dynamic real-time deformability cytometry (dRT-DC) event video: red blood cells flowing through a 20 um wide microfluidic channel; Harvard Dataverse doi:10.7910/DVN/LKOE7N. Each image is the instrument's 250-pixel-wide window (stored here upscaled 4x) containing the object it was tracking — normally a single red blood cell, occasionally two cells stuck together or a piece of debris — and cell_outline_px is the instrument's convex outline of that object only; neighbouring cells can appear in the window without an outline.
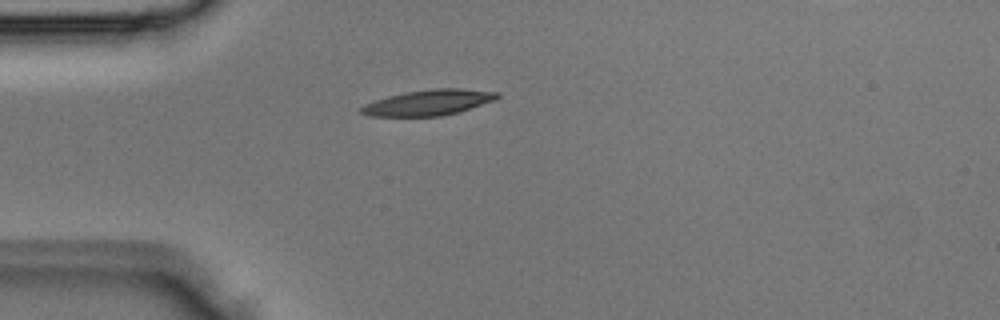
{"species": "Egyptian fruit bat (a non-hibernating species)", "species_latin": "Rousettus aegyptiacus", "temperature_condition": "room temperature", "stored_images_in_passage": 1, "camera_frame_rate_fps": 3000, "um_per_image_px": 0.085, "animal": {"sex": "male"}, "frame": {"image": 1, "passage_image": 1, "time_ms": 0.0, "image_size_px": [1000, 320], "cell_outline_px": [[500, 96], [496, 100], [456, 112], [440, 116], [368, 116], [360, 112], [360, 108], [364, 104], [388, 96], [408, 92], [436, 88], [460, 88], [500, 92]], "centroid_in_image_um": [36.44, 8.71], "position_along_channel_um": 48.6, "area_um2": 20.11}}